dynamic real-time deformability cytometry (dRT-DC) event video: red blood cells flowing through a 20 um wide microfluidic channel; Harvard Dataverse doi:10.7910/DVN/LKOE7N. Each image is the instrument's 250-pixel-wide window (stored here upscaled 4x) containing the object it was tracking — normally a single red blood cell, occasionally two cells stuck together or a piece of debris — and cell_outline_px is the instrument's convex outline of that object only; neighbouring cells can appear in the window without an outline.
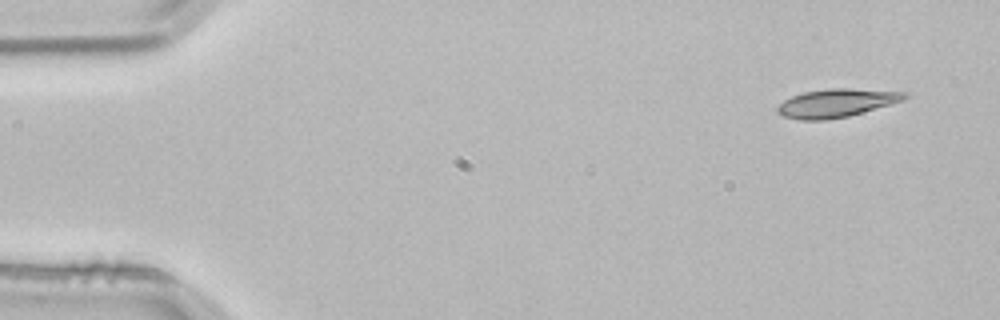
{"species": "common noctule bat (a hibernating species)", "species_latin": "Nyctalus noctula", "temperature_condition": "room temperature", "stored_images_in_passage": 4, "segment_of_instrument_passage": [1, 2], "camera_frame_rate_fps": 3000, "um_per_image_px": 0.085, "animal": {"sex": "male", "body_mass_g": 21.5, "forearm_length_mm": 52.0}, "frame": {"image": 1, "passage_image": 1, "time_ms": 0.0, "image_size_px": [1000, 320], "cell_outline_px": [[908, 96], [904, 100], [892, 104], [848, 116], [828, 120], [800, 120], [784, 116], [776, 112], [776, 108], [784, 100], [792, 96], [804, 92], [828, 88], [852, 88], [908, 92]], "centroid_in_image_um": [71.11, 8.75], "position_along_channel_um": 13.9, "area_um2": 21.1}}
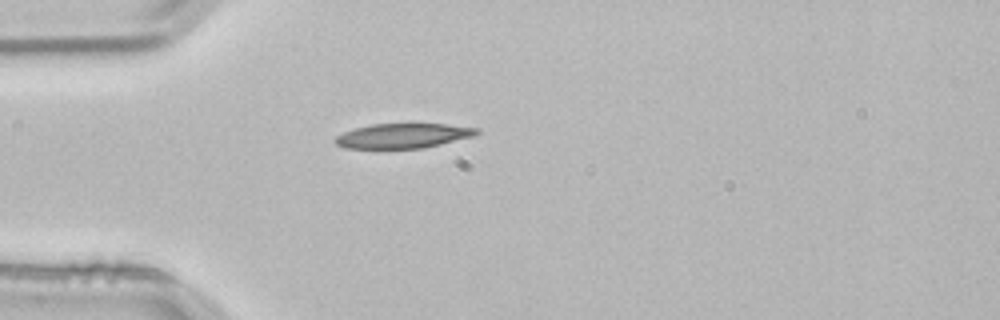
{"frame": {"image": 2, "passage_image": 3, "time_ms": 0.667, "image_size_px": [1000, 320], "cell_outline_px": [[480, 132], [472, 136], [424, 148], [344, 148], [336, 144], [332, 140], [336, 136], [344, 132], [356, 128], [372, 124], [448, 124], [480, 128]], "centroid_in_image_um": [34.25, 11.54], "position_along_channel_um": 50.8, "area_um2": 20.29}}